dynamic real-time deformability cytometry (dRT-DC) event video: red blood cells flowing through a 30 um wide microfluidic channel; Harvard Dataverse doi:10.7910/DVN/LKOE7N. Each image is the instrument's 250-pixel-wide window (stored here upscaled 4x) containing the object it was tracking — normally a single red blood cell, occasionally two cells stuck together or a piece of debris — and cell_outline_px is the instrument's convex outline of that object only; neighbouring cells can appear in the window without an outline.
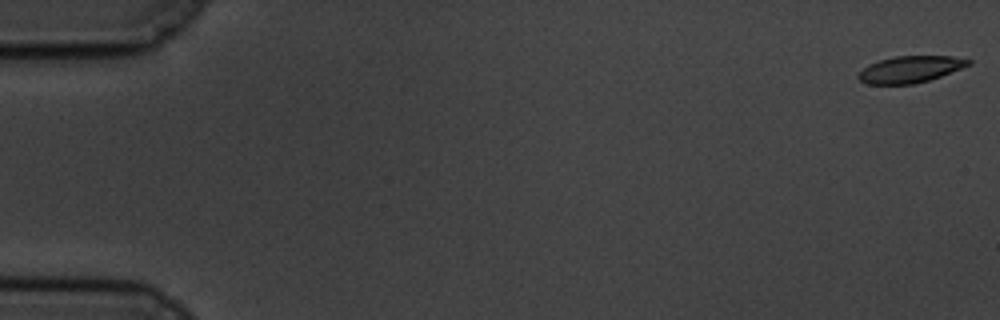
{"species": "common noctule bat (a hibernating species)", "species_latin": "Nyctalus noctula", "temperature_condition": "cold", "stored_images_in_passage": 58, "camera_frame_rate_fps": 3000, "um_per_image_px": 0.085, "animal": {"sex": "male", "body_mass_g": 19.5, "forearm_length_mm": 54.6}, "frame": {"image": 1, "passage_image": 1, "time_ms": 0.0, "image_size_px": [1000, 320], "cell_outline_px": [[972, 64], [940, 76], [928, 80], [912, 84], [868, 84], [860, 80], [856, 76], [868, 64], [880, 60], [896, 56], [952, 56], [972, 60]], "centroid_in_image_um": [77.37, 5.88], "position_along_channel_um": 7.6, "area_um2": 16.94}}
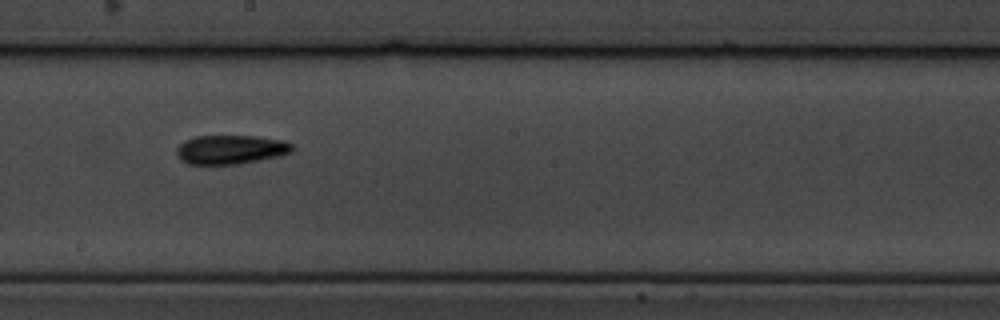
{"frame": {"image": 2, "passage_image": 33, "time_ms": 10.667, "image_size_px": [1000, 320], "cell_outline_px": [[296, 148], [292, 152], [280, 156], [240, 164], [188, 164], [180, 160], [176, 156], [176, 148], [184, 140], [196, 136], [256, 136], [284, 140], [292, 144]], "centroid_in_image_um": [19.62, 12.71], "position_along_channel_um": 228.6, "area_um2": 19.88}}
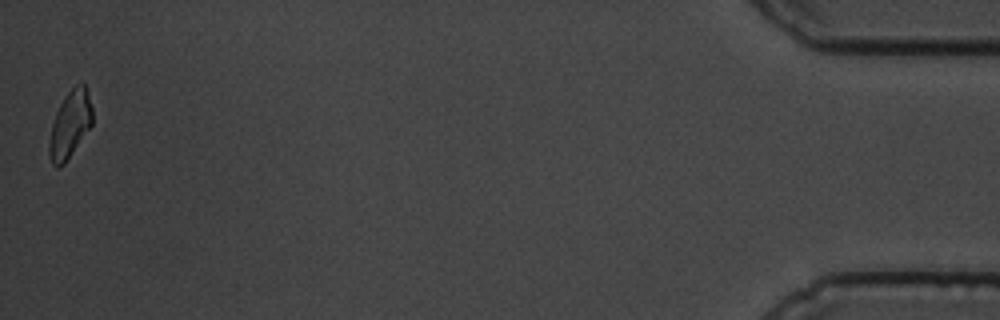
{"frame": {"image": 3, "passage_image": 58, "time_ms": 19.0, "image_size_px": [1000, 320], "cell_outline_px": [[92, 124], [64, 164], [56, 168], [52, 164], [48, 152], [48, 144], [52, 124], [56, 112], [64, 96], [76, 84], [84, 84], [92, 108]], "centroid_in_image_um": [5.92, 10.6], "position_along_channel_um": 429.3, "area_um2": 16.59}, "authors_computed_cell_mechanics": {"area_um2": 18.5538, "velocity_mm_per_s": 3.4809, "shape_relaxation_time_tau1_ms": 3.1933, "shape_relaxation_time_tau2_ms": 4.8565, "deformation_change_tau1": 0.1052, "deformation_change_tau2": 0.1018}}